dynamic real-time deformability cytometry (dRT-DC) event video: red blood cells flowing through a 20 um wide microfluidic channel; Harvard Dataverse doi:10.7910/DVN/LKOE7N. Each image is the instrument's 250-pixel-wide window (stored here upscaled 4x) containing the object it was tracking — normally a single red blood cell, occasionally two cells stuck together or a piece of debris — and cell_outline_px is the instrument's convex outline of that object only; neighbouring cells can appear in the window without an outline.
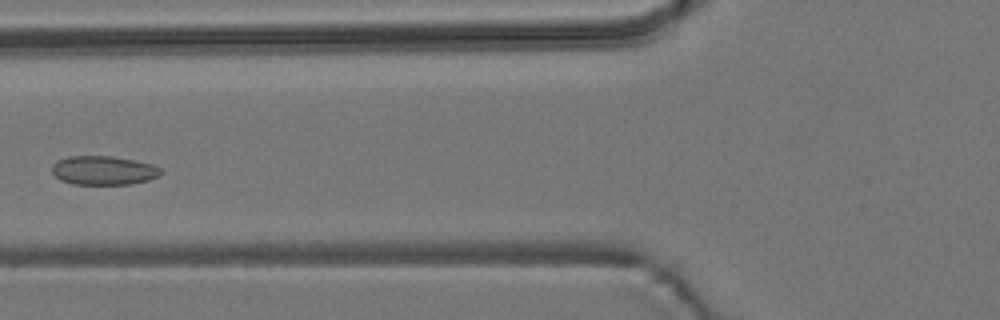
{"species": "common noctule bat (a hibernating species)", "species_latin": "Nyctalus noctula", "temperature_condition": "room temperature", "stored_images_in_passage": 6, "camera_frame_rate_fps": 3000, "um_per_image_px": 0.085, "animal": {"sex": "male", "body_mass_g": 19.2, "forearm_length_mm": 51.8}, "frame": {"image": 1, "passage_image": 6, "time_ms": 6.667, "image_size_px": [1000, 320], "cell_outline_px": [[164, 172], [160, 176], [148, 180], [128, 184], [72, 184], [60, 180], [52, 172], [52, 164], [56, 160], [68, 156], [112, 156], [136, 160], [152, 164], [160, 168]], "centroid_in_image_um": [8.8, 14.47], "position_along_channel_um": 117.0, "area_um2": 18.55}}